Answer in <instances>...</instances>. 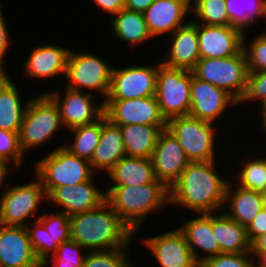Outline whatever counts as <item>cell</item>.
<instances>
[{
  "label": "cell",
  "instance_id": "1",
  "mask_svg": "<svg viewBox=\"0 0 266 267\" xmlns=\"http://www.w3.org/2000/svg\"><path fill=\"white\" fill-rule=\"evenodd\" d=\"M216 161L190 162L169 189L170 205L185 207L196 215L221 212L230 176L225 179L216 172Z\"/></svg>",
  "mask_w": 266,
  "mask_h": 267
},
{
  "label": "cell",
  "instance_id": "2",
  "mask_svg": "<svg viewBox=\"0 0 266 267\" xmlns=\"http://www.w3.org/2000/svg\"><path fill=\"white\" fill-rule=\"evenodd\" d=\"M70 237L87 251H108L129 246L136 235L105 201L70 216Z\"/></svg>",
  "mask_w": 266,
  "mask_h": 267
},
{
  "label": "cell",
  "instance_id": "3",
  "mask_svg": "<svg viewBox=\"0 0 266 267\" xmlns=\"http://www.w3.org/2000/svg\"><path fill=\"white\" fill-rule=\"evenodd\" d=\"M105 192L106 202L135 234L143 229L149 214L170 204L169 188L163 183L110 186Z\"/></svg>",
  "mask_w": 266,
  "mask_h": 267
},
{
  "label": "cell",
  "instance_id": "4",
  "mask_svg": "<svg viewBox=\"0 0 266 267\" xmlns=\"http://www.w3.org/2000/svg\"><path fill=\"white\" fill-rule=\"evenodd\" d=\"M33 164L47 196L57 187L78 185L95 175L89 160L72 154L60 143Z\"/></svg>",
  "mask_w": 266,
  "mask_h": 267
},
{
  "label": "cell",
  "instance_id": "5",
  "mask_svg": "<svg viewBox=\"0 0 266 267\" xmlns=\"http://www.w3.org/2000/svg\"><path fill=\"white\" fill-rule=\"evenodd\" d=\"M64 127L57 104L46 93L29 99L21 129L20 146L23 153L47 144Z\"/></svg>",
  "mask_w": 266,
  "mask_h": 267
},
{
  "label": "cell",
  "instance_id": "6",
  "mask_svg": "<svg viewBox=\"0 0 266 267\" xmlns=\"http://www.w3.org/2000/svg\"><path fill=\"white\" fill-rule=\"evenodd\" d=\"M113 67L100 56L70 49L66 61V87L88 93H99L105 101L111 86ZM95 90V92H94ZM90 91V92H89ZM92 91V92H91Z\"/></svg>",
  "mask_w": 266,
  "mask_h": 267
},
{
  "label": "cell",
  "instance_id": "7",
  "mask_svg": "<svg viewBox=\"0 0 266 267\" xmlns=\"http://www.w3.org/2000/svg\"><path fill=\"white\" fill-rule=\"evenodd\" d=\"M214 124L185 115L169 119L167 129L178 140L190 162H208L217 159Z\"/></svg>",
  "mask_w": 266,
  "mask_h": 267
},
{
  "label": "cell",
  "instance_id": "8",
  "mask_svg": "<svg viewBox=\"0 0 266 267\" xmlns=\"http://www.w3.org/2000/svg\"><path fill=\"white\" fill-rule=\"evenodd\" d=\"M34 177L33 181L13 185L0 192V225L26 227L27 220L34 218L36 221L40 217V204H47V195L40 179Z\"/></svg>",
  "mask_w": 266,
  "mask_h": 267
},
{
  "label": "cell",
  "instance_id": "9",
  "mask_svg": "<svg viewBox=\"0 0 266 267\" xmlns=\"http://www.w3.org/2000/svg\"><path fill=\"white\" fill-rule=\"evenodd\" d=\"M248 73L243 49L237 55L226 58L200 59L193 69L197 78L223 88L238 102L245 93Z\"/></svg>",
  "mask_w": 266,
  "mask_h": 267
},
{
  "label": "cell",
  "instance_id": "10",
  "mask_svg": "<svg viewBox=\"0 0 266 267\" xmlns=\"http://www.w3.org/2000/svg\"><path fill=\"white\" fill-rule=\"evenodd\" d=\"M191 81L192 71L159 66L155 98L166 121L189 114Z\"/></svg>",
  "mask_w": 266,
  "mask_h": 267
},
{
  "label": "cell",
  "instance_id": "11",
  "mask_svg": "<svg viewBox=\"0 0 266 267\" xmlns=\"http://www.w3.org/2000/svg\"><path fill=\"white\" fill-rule=\"evenodd\" d=\"M104 115L115 125L141 124L167 127L155 96L135 99H106Z\"/></svg>",
  "mask_w": 266,
  "mask_h": 267
},
{
  "label": "cell",
  "instance_id": "12",
  "mask_svg": "<svg viewBox=\"0 0 266 267\" xmlns=\"http://www.w3.org/2000/svg\"><path fill=\"white\" fill-rule=\"evenodd\" d=\"M158 63L132 65L123 68L113 67L110 91L106 99H135L155 96Z\"/></svg>",
  "mask_w": 266,
  "mask_h": 267
},
{
  "label": "cell",
  "instance_id": "13",
  "mask_svg": "<svg viewBox=\"0 0 266 267\" xmlns=\"http://www.w3.org/2000/svg\"><path fill=\"white\" fill-rule=\"evenodd\" d=\"M64 90H66L65 93L60 92L61 90H51L46 93L57 104L65 129L71 130L91 124L104 115V102L96 103L92 93L68 87H65Z\"/></svg>",
  "mask_w": 266,
  "mask_h": 267
},
{
  "label": "cell",
  "instance_id": "14",
  "mask_svg": "<svg viewBox=\"0 0 266 267\" xmlns=\"http://www.w3.org/2000/svg\"><path fill=\"white\" fill-rule=\"evenodd\" d=\"M190 116L214 123L231 106H239L238 101L226 90L197 78L192 71ZM216 120V121H215Z\"/></svg>",
  "mask_w": 266,
  "mask_h": 267
},
{
  "label": "cell",
  "instance_id": "15",
  "mask_svg": "<svg viewBox=\"0 0 266 267\" xmlns=\"http://www.w3.org/2000/svg\"><path fill=\"white\" fill-rule=\"evenodd\" d=\"M152 253L159 267H199L179 228L139 240Z\"/></svg>",
  "mask_w": 266,
  "mask_h": 267
},
{
  "label": "cell",
  "instance_id": "16",
  "mask_svg": "<svg viewBox=\"0 0 266 267\" xmlns=\"http://www.w3.org/2000/svg\"><path fill=\"white\" fill-rule=\"evenodd\" d=\"M151 160L156 179L169 189L190 163L178 140L167 128L159 133Z\"/></svg>",
  "mask_w": 266,
  "mask_h": 267
},
{
  "label": "cell",
  "instance_id": "17",
  "mask_svg": "<svg viewBox=\"0 0 266 267\" xmlns=\"http://www.w3.org/2000/svg\"><path fill=\"white\" fill-rule=\"evenodd\" d=\"M95 176L78 185L55 188L47 196V204L60 207L57 211L68 216L98 208L106 201V192L95 185Z\"/></svg>",
  "mask_w": 266,
  "mask_h": 267
},
{
  "label": "cell",
  "instance_id": "18",
  "mask_svg": "<svg viewBox=\"0 0 266 267\" xmlns=\"http://www.w3.org/2000/svg\"><path fill=\"white\" fill-rule=\"evenodd\" d=\"M200 59L226 58L243 49L244 33L233 26L197 23Z\"/></svg>",
  "mask_w": 266,
  "mask_h": 267
},
{
  "label": "cell",
  "instance_id": "19",
  "mask_svg": "<svg viewBox=\"0 0 266 267\" xmlns=\"http://www.w3.org/2000/svg\"><path fill=\"white\" fill-rule=\"evenodd\" d=\"M167 36L171 47L161 63L169 68L193 71L200 60L197 23L191 20Z\"/></svg>",
  "mask_w": 266,
  "mask_h": 267
},
{
  "label": "cell",
  "instance_id": "20",
  "mask_svg": "<svg viewBox=\"0 0 266 267\" xmlns=\"http://www.w3.org/2000/svg\"><path fill=\"white\" fill-rule=\"evenodd\" d=\"M190 12L191 7L183 0H155L143 15L150 34L157 38L170 35L188 23L190 20H186V15Z\"/></svg>",
  "mask_w": 266,
  "mask_h": 267
},
{
  "label": "cell",
  "instance_id": "21",
  "mask_svg": "<svg viewBox=\"0 0 266 267\" xmlns=\"http://www.w3.org/2000/svg\"><path fill=\"white\" fill-rule=\"evenodd\" d=\"M71 48L55 44L32 47L25 59L24 75L28 78L49 79L57 75L65 77L66 61Z\"/></svg>",
  "mask_w": 266,
  "mask_h": 267
},
{
  "label": "cell",
  "instance_id": "22",
  "mask_svg": "<svg viewBox=\"0 0 266 267\" xmlns=\"http://www.w3.org/2000/svg\"><path fill=\"white\" fill-rule=\"evenodd\" d=\"M37 261L26 227L0 225V267H27Z\"/></svg>",
  "mask_w": 266,
  "mask_h": 267
},
{
  "label": "cell",
  "instance_id": "23",
  "mask_svg": "<svg viewBox=\"0 0 266 267\" xmlns=\"http://www.w3.org/2000/svg\"><path fill=\"white\" fill-rule=\"evenodd\" d=\"M181 225L178 228L199 264L206 258L220 254L219 243L212 229V213H199L198 217H190Z\"/></svg>",
  "mask_w": 266,
  "mask_h": 267
},
{
  "label": "cell",
  "instance_id": "24",
  "mask_svg": "<svg viewBox=\"0 0 266 267\" xmlns=\"http://www.w3.org/2000/svg\"><path fill=\"white\" fill-rule=\"evenodd\" d=\"M263 208V193L239 187L229 180L222 209L228 217L247 228Z\"/></svg>",
  "mask_w": 266,
  "mask_h": 267
},
{
  "label": "cell",
  "instance_id": "25",
  "mask_svg": "<svg viewBox=\"0 0 266 267\" xmlns=\"http://www.w3.org/2000/svg\"><path fill=\"white\" fill-rule=\"evenodd\" d=\"M124 156L126 154L120 127L111 123L103 115L101 117L100 141L90 160L93 172L97 174L96 172L102 171L107 174Z\"/></svg>",
  "mask_w": 266,
  "mask_h": 267
},
{
  "label": "cell",
  "instance_id": "26",
  "mask_svg": "<svg viewBox=\"0 0 266 267\" xmlns=\"http://www.w3.org/2000/svg\"><path fill=\"white\" fill-rule=\"evenodd\" d=\"M9 75L0 74V129L20 132L29 100L22 103L18 85Z\"/></svg>",
  "mask_w": 266,
  "mask_h": 267
},
{
  "label": "cell",
  "instance_id": "27",
  "mask_svg": "<svg viewBox=\"0 0 266 267\" xmlns=\"http://www.w3.org/2000/svg\"><path fill=\"white\" fill-rule=\"evenodd\" d=\"M110 186L145 185L162 183L155 177L151 158L124 156L107 173Z\"/></svg>",
  "mask_w": 266,
  "mask_h": 267
},
{
  "label": "cell",
  "instance_id": "28",
  "mask_svg": "<svg viewBox=\"0 0 266 267\" xmlns=\"http://www.w3.org/2000/svg\"><path fill=\"white\" fill-rule=\"evenodd\" d=\"M212 229L215 231L220 253H250L251 243L246 227L228 217L223 211L219 214L212 213Z\"/></svg>",
  "mask_w": 266,
  "mask_h": 267
},
{
  "label": "cell",
  "instance_id": "29",
  "mask_svg": "<svg viewBox=\"0 0 266 267\" xmlns=\"http://www.w3.org/2000/svg\"><path fill=\"white\" fill-rule=\"evenodd\" d=\"M109 23L112 26V36L125 42L131 47L153 39L145 22L144 15L141 12H136L127 8L121 9L117 14L113 15Z\"/></svg>",
  "mask_w": 266,
  "mask_h": 267
},
{
  "label": "cell",
  "instance_id": "30",
  "mask_svg": "<svg viewBox=\"0 0 266 267\" xmlns=\"http://www.w3.org/2000/svg\"><path fill=\"white\" fill-rule=\"evenodd\" d=\"M118 126L122 132L126 156L139 158L152 157L159 133L167 128L141 124Z\"/></svg>",
  "mask_w": 266,
  "mask_h": 267
},
{
  "label": "cell",
  "instance_id": "31",
  "mask_svg": "<svg viewBox=\"0 0 266 267\" xmlns=\"http://www.w3.org/2000/svg\"><path fill=\"white\" fill-rule=\"evenodd\" d=\"M226 10L231 26L245 33L264 19V0H226Z\"/></svg>",
  "mask_w": 266,
  "mask_h": 267
},
{
  "label": "cell",
  "instance_id": "32",
  "mask_svg": "<svg viewBox=\"0 0 266 267\" xmlns=\"http://www.w3.org/2000/svg\"><path fill=\"white\" fill-rule=\"evenodd\" d=\"M74 137L69 144H63L72 154L91 160L101 136V118L91 124L69 130Z\"/></svg>",
  "mask_w": 266,
  "mask_h": 267
},
{
  "label": "cell",
  "instance_id": "33",
  "mask_svg": "<svg viewBox=\"0 0 266 267\" xmlns=\"http://www.w3.org/2000/svg\"><path fill=\"white\" fill-rule=\"evenodd\" d=\"M246 157L245 163L242 162L239 166L241 168H239L238 174L230 179L239 187L264 193L266 191V155H264L265 158Z\"/></svg>",
  "mask_w": 266,
  "mask_h": 267
},
{
  "label": "cell",
  "instance_id": "34",
  "mask_svg": "<svg viewBox=\"0 0 266 267\" xmlns=\"http://www.w3.org/2000/svg\"><path fill=\"white\" fill-rule=\"evenodd\" d=\"M191 13L195 17L192 21L198 24L231 26L226 10V0H197L191 6Z\"/></svg>",
  "mask_w": 266,
  "mask_h": 267
},
{
  "label": "cell",
  "instance_id": "35",
  "mask_svg": "<svg viewBox=\"0 0 266 267\" xmlns=\"http://www.w3.org/2000/svg\"><path fill=\"white\" fill-rule=\"evenodd\" d=\"M130 246L108 251H88L82 267H134L128 254Z\"/></svg>",
  "mask_w": 266,
  "mask_h": 267
},
{
  "label": "cell",
  "instance_id": "36",
  "mask_svg": "<svg viewBox=\"0 0 266 267\" xmlns=\"http://www.w3.org/2000/svg\"><path fill=\"white\" fill-rule=\"evenodd\" d=\"M50 233L51 245H60L71 239L70 216L60 211L44 212L37 219Z\"/></svg>",
  "mask_w": 266,
  "mask_h": 267
},
{
  "label": "cell",
  "instance_id": "37",
  "mask_svg": "<svg viewBox=\"0 0 266 267\" xmlns=\"http://www.w3.org/2000/svg\"><path fill=\"white\" fill-rule=\"evenodd\" d=\"M246 37L248 36L245 32L243 35V51L246 56L248 71H266V34L262 31L257 36L255 35V38L251 39L250 42L247 41Z\"/></svg>",
  "mask_w": 266,
  "mask_h": 267
},
{
  "label": "cell",
  "instance_id": "38",
  "mask_svg": "<svg viewBox=\"0 0 266 267\" xmlns=\"http://www.w3.org/2000/svg\"><path fill=\"white\" fill-rule=\"evenodd\" d=\"M31 225L32 227L29 224L26 226L31 247L36 258L40 261H44L46 258L56 253L59 245H51L50 233H48L38 220L35 221L33 219Z\"/></svg>",
  "mask_w": 266,
  "mask_h": 267
},
{
  "label": "cell",
  "instance_id": "39",
  "mask_svg": "<svg viewBox=\"0 0 266 267\" xmlns=\"http://www.w3.org/2000/svg\"><path fill=\"white\" fill-rule=\"evenodd\" d=\"M0 158L12 162L14 169L23 165L25 157L20 146L19 132L0 129Z\"/></svg>",
  "mask_w": 266,
  "mask_h": 267
},
{
  "label": "cell",
  "instance_id": "40",
  "mask_svg": "<svg viewBox=\"0 0 266 267\" xmlns=\"http://www.w3.org/2000/svg\"><path fill=\"white\" fill-rule=\"evenodd\" d=\"M258 101L262 107L266 103V71L249 72L246 90L238 104Z\"/></svg>",
  "mask_w": 266,
  "mask_h": 267
},
{
  "label": "cell",
  "instance_id": "41",
  "mask_svg": "<svg viewBox=\"0 0 266 267\" xmlns=\"http://www.w3.org/2000/svg\"><path fill=\"white\" fill-rule=\"evenodd\" d=\"M199 267H255L251 253H220L204 259Z\"/></svg>",
  "mask_w": 266,
  "mask_h": 267
},
{
  "label": "cell",
  "instance_id": "42",
  "mask_svg": "<svg viewBox=\"0 0 266 267\" xmlns=\"http://www.w3.org/2000/svg\"><path fill=\"white\" fill-rule=\"evenodd\" d=\"M84 250L86 249L79 243L70 239L61 243L57 248L56 253L50 258H63L65 261L72 263L76 267H82L84 258L86 256V254H82Z\"/></svg>",
  "mask_w": 266,
  "mask_h": 267
},
{
  "label": "cell",
  "instance_id": "43",
  "mask_svg": "<svg viewBox=\"0 0 266 267\" xmlns=\"http://www.w3.org/2000/svg\"><path fill=\"white\" fill-rule=\"evenodd\" d=\"M1 7L2 6H0V74H9L8 71H6L7 67L4 59H6L5 57L8 55L6 53L11 45V39L8 27L6 26L7 19L5 18V15L3 14L4 12H2L3 8Z\"/></svg>",
  "mask_w": 266,
  "mask_h": 267
},
{
  "label": "cell",
  "instance_id": "44",
  "mask_svg": "<svg viewBox=\"0 0 266 267\" xmlns=\"http://www.w3.org/2000/svg\"><path fill=\"white\" fill-rule=\"evenodd\" d=\"M246 230L250 243H252L257 237L266 233V208L260 210Z\"/></svg>",
  "mask_w": 266,
  "mask_h": 267
},
{
  "label": "cell",
  "instance_id": "45",
  "mask_svg": "<svg viewBox=\"0 0 266 267\" xmlns=\"http://www.w3.org/2000/svg\"><path fill=\"white\" fill-rule=\"evenodd\" d=\"M96 6L111 15L117 14L124 8V0H93Z\"/></svg>",
  "mask_w": 266,
  "mask_h": 267
},
{
  "label": "cell",
  "instance_id": "46",
  "mask_svg": "<svg viewBox=\"0 0 266 267\" xmlns=\"http://www.w3.org/2000/svg\"><path fill=\"white\" fill-rule=\"evenodd\" d=\"M155 0H124V7L144 13Z\"/></svg>",
  "mask_w": 266,
  "mask_h": 267
},
{
  "label": "cell",
  "instance_id": "47",
  "mask_svg": "<svg viewBox=\"0 0 266 267\" xmlns=\"http://www.w3.org/2000/svg\"><path fill=\"white\" fill-rule=\"evenodd\" d=\"M12 164H13L12 162H10L6 159L0 158V191L4 190L3 189L4 184L6 182V178H8V176H9L8 174L11 170L10 166Z\"/></svg>",
  "mask_w": 266,
  "mask_h": 267
},
{
  "label": "cell",
  "instance_id": "48",
  "mask_svg": "<svg viewBox=\"0 0 266 267\" xmlns=\"http://www.w3.org/2000/svg\"><path fill=\"white\" fill-rule=\"evenodd\" d=\"M266 251V233L257 237L251 243V251L250 252H264Z\"/></svg>",
  "mask_w": 266,
  "mask_h": 267
},
{
  "label": "cell",
  "instance_id": "49",
  "mask_svg": "<svg viewBox=\"0 0 266 267\" xmlns=\"http://www.w3.org/2000/svg\"><path fill=\"white\" fill-rule=\"evenodd\" d=\"M50 259V261H49ZM51 262L53 263L51 266ZM44 266H49L48 263H50L51 267H76L72 263H69L68 261H65L63 258H46L44 261Z\"/></svg>",
  "mask_w": 266,
  "mask_h": 267
},
{
  "label": "cell",
  "instance_id": "50",
  "mask_svg": "<svg viewBox=\"0 0 266 267\" xmlns=\"http://www.w3.org/2000/svg\"><path fill=\"white\" fill-rule=\"evenodd\" d=\"M250 253L254 258L255 267H266V251H264V252H250Z\"/></svg>",
  "mask_w": 266,
  "mask_h": 267
},
{
  "label": "cell",
  "instance_id": "51",
  "mask_svg": "<svg viewBox=\"0 0 266 267\" xmlns=\"http://www.w3.org/2000/svg\"><path fill=\"white\" fill-rule=\"evenodd\" d=\"M260 117H261V129H263V132H266V103L261 107L260 109Z\"/></svg>",
  "mask_w": 266,
  "mask_h": 267
},
{
  "label": "cell",
  "instance_id": "52",
  "mask_svg": "<svg viewBox=\"0 0 266 267\" xmlns=\"http://www.w3.org/2000/svg\"><path fill=\"white\" fill-rule=\"evenodd\" d=\"M27 267H45L43 261L38 260L36 263Z\"/></svg>",
  "mask_w": 266,
  "mask_h": 267
},
{
  "label": "cell",
  "instance_id": "53",
  "mask_svg": "<svg viewBox=\"0 0 266 267\" xmlns=\"http://www.w3.org/2000/svg\"><path fill=\"white\" fill-rule=\"evenodd\" d=\"M183 1H185L191 7L197 0H183Z\"/></svg>",
  "mask_w": 266,
  "mask_h": 267
},
{
  "label": "cell",
  "instance_id": "54",
  "mask_svg": "<svg viewBox=\"0 0 266 267\" xmlns=\"http://www.w3.org/2000/svg\"><path fill=\"white\" fill-rule=\"evenodd\" d=\"M264 20H265V24H266V0H264ZM266 30V28H265Z\"/></svg>",
  "mask_w": 266,
  "mask_h": 267
},
{
  "label": "cell",
  "instance_id": "55",
  "mask_svg": "<svg viewBox=\"0 0 266 267\" xmlns=\"http://www.w3.org/2000/svg\"><path fill=\"white\" fill-rule=\"evenodd\" d=\"M264 208H266V191L263 193Z\"/></svg>",
  "mask_w": 266,
  "mask_h": 267
}]
</instances>
